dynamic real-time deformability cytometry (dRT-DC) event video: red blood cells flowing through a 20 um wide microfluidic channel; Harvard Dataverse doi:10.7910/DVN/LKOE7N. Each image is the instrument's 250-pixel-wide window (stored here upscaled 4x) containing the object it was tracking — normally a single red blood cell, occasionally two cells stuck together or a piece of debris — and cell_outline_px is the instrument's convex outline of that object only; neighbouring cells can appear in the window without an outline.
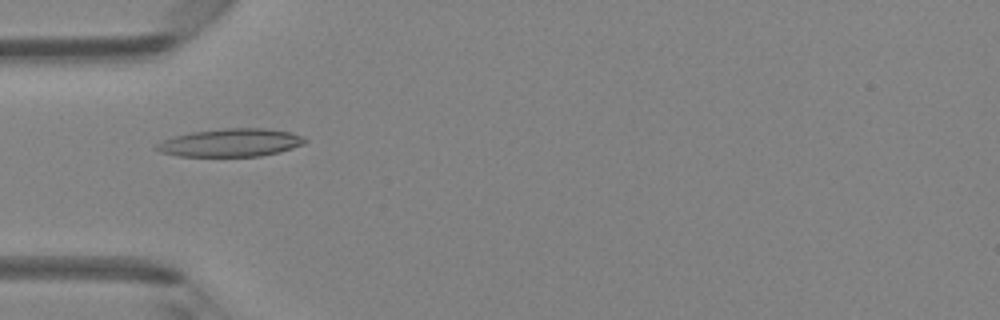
{"species": "Egyptian fruit bat (a non-hibernating species)", "species_latin": "Rousettus aegyptiacus", "temperature_condition": "room temperature", "stored_images_in_passage": 35, "camera_frame_rate_fps": 3000, "um_per_image_px": 0.085, "animal": {"sex": "female"}, "frame": {"image": 1, "passage_image": 3, "time_ms": 0.667, "image_size_px": [1000, 320], "cell_outline_px": [[308, 140], [304, 144], [280, 152], [260, 156], [176, 156], [160, 152], [152, 148], [156, 144], [164, 140], [176, 136], [192, 132], [224, 128], [264, 128], [288, 132], [304, 136]], "centroid_in_image_um": [19.61, 12.13], "position_along_channel_um": 65.4, "area_um2": 24.22}}
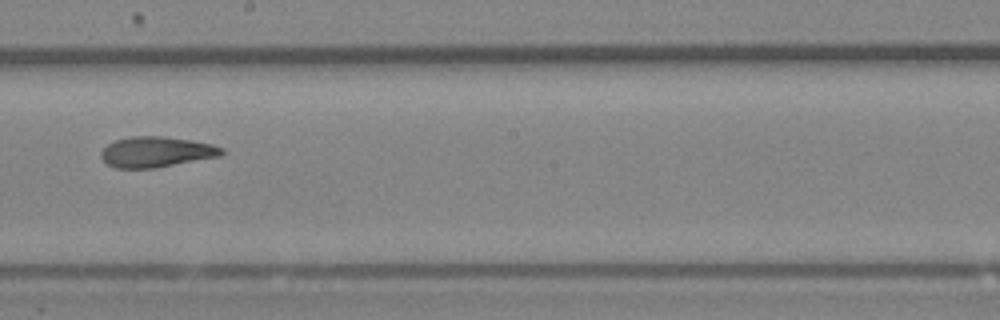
{"frame": {"image": 2, "passage_image": 15, "time_ms": 4.667, "image_size_px": [1000, 320], "cell_outline_px": [[224, 152], [220, 156], [156, 168], [116, 168], [108, 164], [100, 156], [100, 152], [108, 144], [116, 140], [132, 136], [164, 136], [212, 144], [224, 148]], "centroid_in_image_um": [13.29, 12.91], "position_along_channel_um": 234.9, "area_um2": 21.39}}
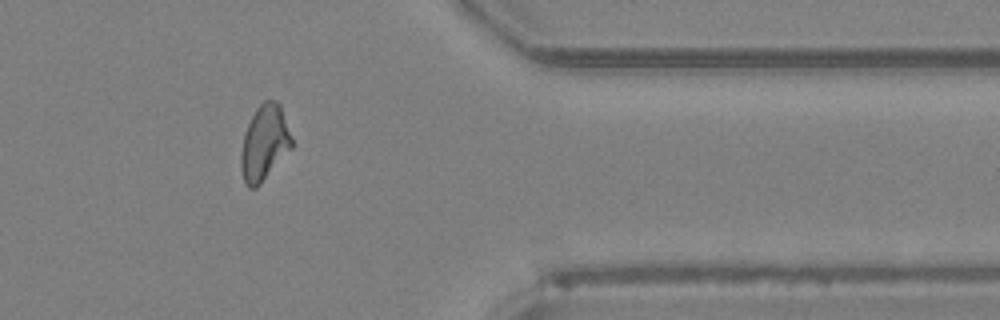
{"frame": {"image": 3, "passage_image": 27, "time_ms": 8.667, "image_size_px": [1000, 320], "cell_outline_px": [[292, 148], [260, 184], [256, 188], [248, 188], [244, 180], [240, 168], [240, 156], [244, 136], [248, 124], [256, 108], [264, 100], [276, 100], [280, 104], [292, 136]], "centroid_in_image_um": [22.48, 12.14], "position_along_channel_um": 388.9, "area_um2": 22.25}, "authors_computed_cell_mechanics": {"area_um2": 21.7328, "velocity_mm_per_s": 4.2757, "shape_relaxation_time_tau1_ms": 6.1851, "shape_relaxation_time_tau2_ms": 2.4898, "deformation_change_tau1": 0.1962, "deformation_change_tau2": 0.1057}}